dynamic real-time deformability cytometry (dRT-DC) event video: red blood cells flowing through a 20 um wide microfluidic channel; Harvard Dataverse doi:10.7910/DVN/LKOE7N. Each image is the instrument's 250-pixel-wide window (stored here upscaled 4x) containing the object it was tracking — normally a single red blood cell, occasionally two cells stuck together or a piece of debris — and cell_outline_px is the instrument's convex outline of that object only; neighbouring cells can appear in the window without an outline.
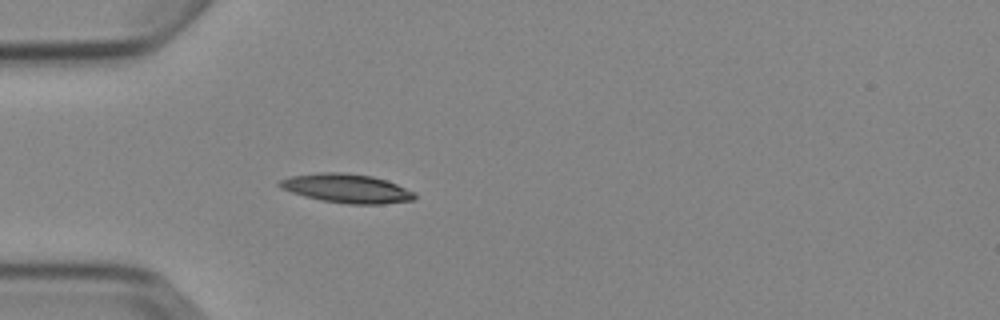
{"species": "Egyptian fruit bat (a non-hibernating species)", "species_latin": "Rousettus aegyptiacus", "temperature_condition": "cold", "stored_images_in_passage": 5, "camera_frame_rate_fps": 3000, "um_per_image_px": 0.085, "animal": {"sex": "female"}, "frame": {"image": 1, "passage_image": 5, "time_ms": 4.667, "image_size_px": [1000, 320], "cell_outline_px": [[416, 196], [412, 200], [384, 204], [348, 204], [320, 200], [304, 196], [280, 188], [276, 184], [280, 180], [292, 176], [320, 172], [344, 172], [372, 176], [396, 184], [416, 192]], "centroid_in_image_um": [29.46, 16.01], "position_along_channel_um": 55.5, "area_um2": 22.77}}